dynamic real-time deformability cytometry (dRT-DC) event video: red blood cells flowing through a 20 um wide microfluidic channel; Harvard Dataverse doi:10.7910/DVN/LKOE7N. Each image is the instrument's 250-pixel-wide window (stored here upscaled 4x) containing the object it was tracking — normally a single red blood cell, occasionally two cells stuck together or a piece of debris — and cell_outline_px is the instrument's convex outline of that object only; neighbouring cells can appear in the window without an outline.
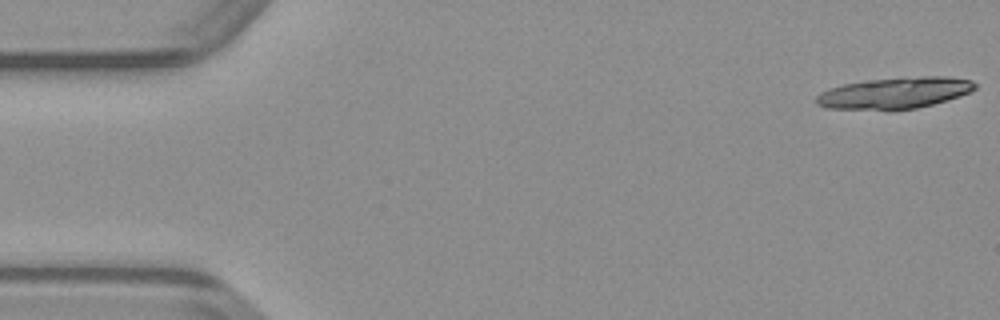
{"species": "common noctule bat (a hibernating species)", "species_latin": "Nyctalus noctula", "temperature_condition": "warm", "stored_images_in_passage": 12, "camera_frame_rate_fps": 3000, "um_per_image_px": 0.085, "animal": {"sex": "male", "body_mass_g": 23.1, "forearm_length_mm": 52.7}, "frame": {"image": 1, "passage_image": 1, "time_ms": 0.0, "image_size_px": [1000, 320], "cell_outline_px": [[976, 88], [960, 96], [932, 104], [916, 108], [892, 112], [888, 112], [828, 108], [816, 104], [816, 96], [820, 92], [828, 88], [844, 84], [864, 80], [924, 76], [948, 76], [972, 80], [976, 84]], "centroid_in_image_um": [76.0, 7.93], "position_along_channel_um": 9.0, "area_um2": 29.71}}